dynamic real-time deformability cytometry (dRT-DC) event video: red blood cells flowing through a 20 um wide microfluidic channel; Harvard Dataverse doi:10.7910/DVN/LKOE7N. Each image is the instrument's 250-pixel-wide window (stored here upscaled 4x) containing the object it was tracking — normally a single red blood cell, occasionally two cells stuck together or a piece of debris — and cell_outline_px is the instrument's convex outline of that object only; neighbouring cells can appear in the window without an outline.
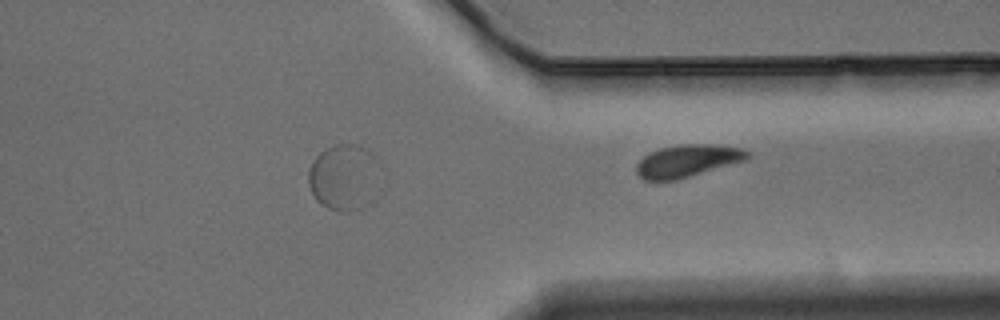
{"species": "Egyptian fruit bat (a non-hibernating species)", "species_latin": "Rousettus aegyptiacus", "temperature_condition": "warm", "stored_images_in_passage": 27, "segment_of_instrument_passage": [2, 2], "camera_frame_rate_fps": 3000, "um_per_image_px": 0.085, "animal": {"sex": "male"}, "frame": {"image": 1, "passage_image": 27, "time_ms": 8.667, "image_size_px": [1000, 320], "cell_outline_px": [[748, 156], [744, 160], [676, 180], [644, 180], [636, 172], [636, 164], [648, 152], [660, 148], [680, 144], [716, 144], [740, 148], [748, 152]], "centroid_in_image_um": [58.37, 13.66], "position_along_channel_um": 353.0, "area_um2": 20.63}}